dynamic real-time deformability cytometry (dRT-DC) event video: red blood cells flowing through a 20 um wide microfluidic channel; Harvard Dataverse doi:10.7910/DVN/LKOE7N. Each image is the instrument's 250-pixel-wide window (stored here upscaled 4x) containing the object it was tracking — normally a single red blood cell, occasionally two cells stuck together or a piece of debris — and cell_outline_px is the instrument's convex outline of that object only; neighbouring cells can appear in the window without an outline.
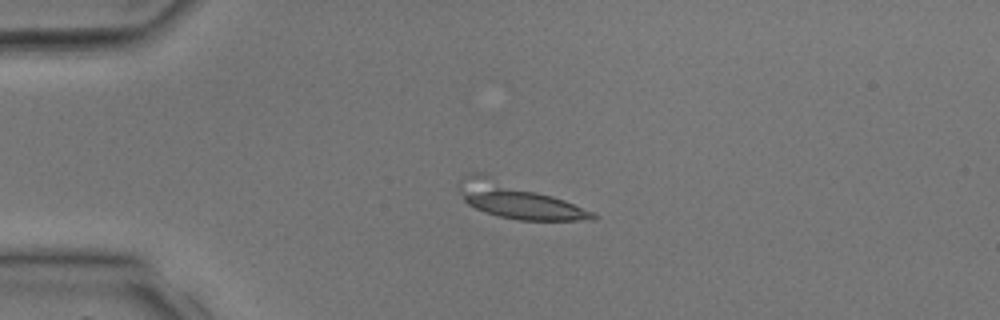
{"species": "common noctule bat (a hibernating species)", "species_latin": "Nyctalus noctula", "temperature_condition": "room temperature", "stored_images_in_passage": 3, "camera_frame_rate_fps": 3000, "um_per_image_px": 0.085, "animal": {"sex": "male", "body_mass_g": 17.9, "forearm_length_mm": 54.2}, "frame": {"image": 1, "passage_image": 2, "time_ms": 2.0, "image_size_px": [1000, 320], "cell_outline_px": [[596, 220], [520, 220], [500, 216], [484, 212], [468, 204], [464, 200], [460, 192], [460, 180], [468, 172], [484, 172], [564, 200], [596, 212]], "centroid_in_image_um": [43.97, 17.02], "position_along_channel_um": 41.0, "area_um2": 27.4}}
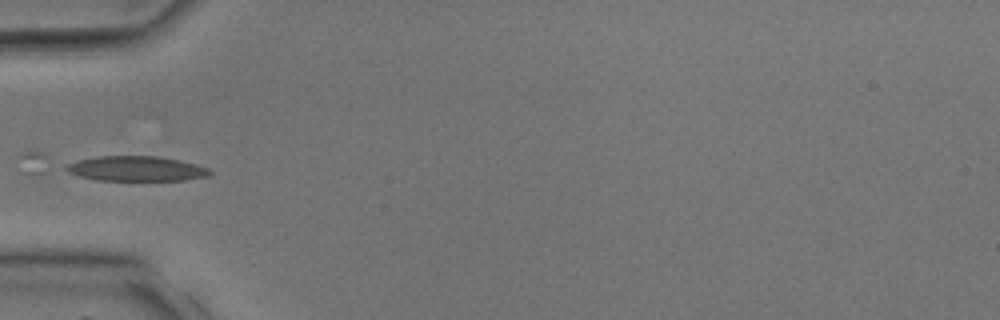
{"frame": {"image": 2, "passage_image": 3, "time_ms": 3.333, "image_size_px": [1000, 320], "cell_outline_px": [[212, 172], [208, 176], [184, 180], [96, 180], [80, 176], [68, 172], [64, 168], [68, 164], [76, 160], [96, 156], [160, 156], [180, 160], [196, 164], [208, 168]], "centroid_in_image_um": [11.58, 14.33], "position_along_channel_um": 73.4, "area_um2": 20.92}}